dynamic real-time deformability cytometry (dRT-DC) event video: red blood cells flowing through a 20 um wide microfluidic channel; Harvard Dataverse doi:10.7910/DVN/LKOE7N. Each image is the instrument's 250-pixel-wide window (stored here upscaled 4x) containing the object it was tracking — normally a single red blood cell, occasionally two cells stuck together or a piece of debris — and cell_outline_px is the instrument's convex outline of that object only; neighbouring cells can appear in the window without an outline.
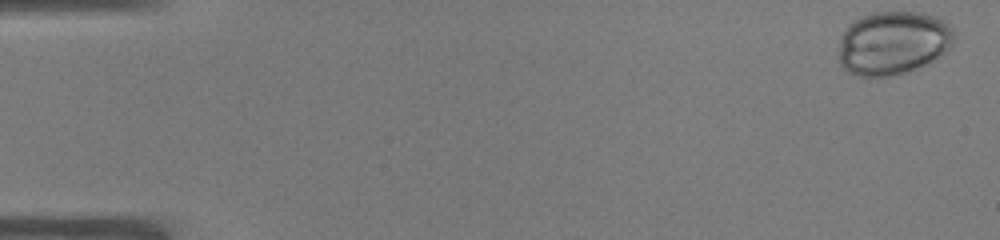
{"species": "common noctule bat (a hibernating species)", "species_latin": "Nyctalus noctula", "temperature_condition": "warm", "stored_images_in_passage": 51, "camera_frame_rate_fps": 3000, "um_per_image_px": 0.085, "animal": {"sex": "male", "body_mass_g": 19.0, "forearm_length_mm": 50.8}, "frame": {"image": 1, "passage_image": 1, "time_ms": 0.0, "image_size_px": [1000, 240], "cell_outline_px": [[952, 40], [948, 48], [944, 52], [932, 60], [924, 64], [904, 72], [892, 76], [860, 76], [848, 72], [840, 64], [840, 36], [848, 24], [872, 12], [924, 12], [936, 16], [944, 20], [952, 28]], "centroid_in_image_um": [75.88, 3.63], "position_along_channel_um": 9.1, "area_um2": 42.31}}
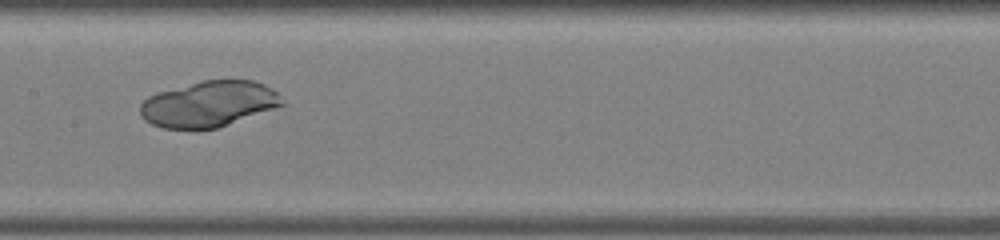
{"frame": {"image": 2, "passage_image": 26, "time_ms": 8.333, "image_size_px": [1000, 240], "cell_outline_px": [[284, 104], [216, 128], [164, 128], [152, 124], [144, 120], [140, 116], [140, 104], [148, 96], [156, 92], [200, 80], [252, 80], [264, 84], [272, 88], [276, 92]], "centroid_in_image_um": [17.68, 8.81], "position_along_channel_um": 189.7, "area_um2": 37.51}}
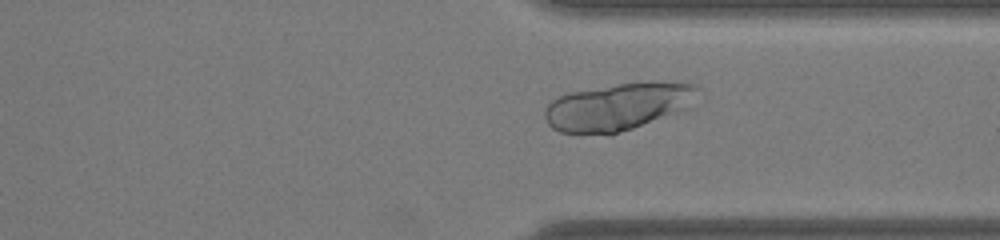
{"frame": {"image": 3, "passage_image": 39, "time_ms": 12.667, "image_size_px": [1000, 240], "cell_outline_px": [[700, 88], [688, 108], [680, 112], [632, 128], [616, 132], [560, 132], [552, 128], [548, 124], [544, 116], [544, 112], [548, 104], [552, 100], [560, 96], [572, 92], [616, 84], [648, 80], [660, 80], [696, 84]], "centroid_in_image_um": [52.6, 9.01], "position_along_channel_um": 358.8, "area_um2": 41.96}}